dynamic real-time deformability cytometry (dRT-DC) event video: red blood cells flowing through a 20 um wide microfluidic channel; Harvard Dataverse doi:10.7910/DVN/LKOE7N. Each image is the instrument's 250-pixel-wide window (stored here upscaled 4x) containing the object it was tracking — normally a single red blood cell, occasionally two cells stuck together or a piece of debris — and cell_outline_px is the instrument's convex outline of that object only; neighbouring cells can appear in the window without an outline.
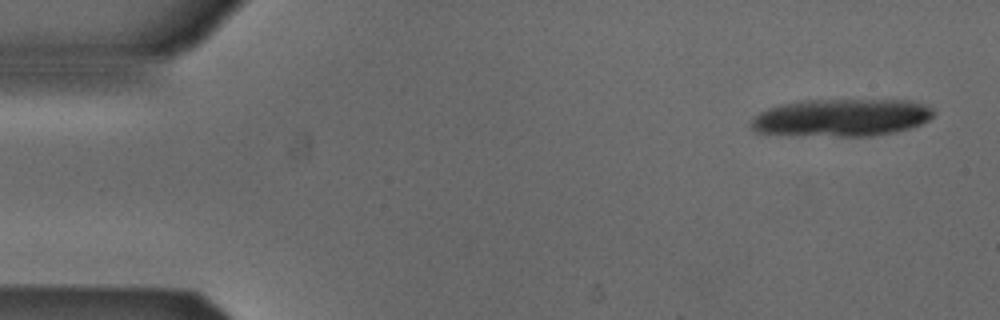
{"species": "Egyptian fruit bat (a non-hibernating species)", "species_latin": "Rousettus aegyptiacus", "temperature_condition": "cold", "stored_images_in_passage": 3, "segment_of_instrument_passage": [2, 2], "camera_frame_rate_fps": 3000, "um_per_image_px": 0.085, "animal": {"sex": "male"}, "frame": {"image": 1, "passage_image": 3, "time_ms": 0.667, "image_size_px": [1000, 320], "cell_outline_px": [[936, 112], [928, 120], [920, 124], [896, 132], [872, 136], [840, 136], [756, 132], [748, 124], [752, 116], [768, 108], [800, 100], [908, 100], [924, 104], [932, 108]], "centroid_in_image_um": [71.54, 9.98], "position_along_channel_um": 13.5, "area_um2": 39.77}}